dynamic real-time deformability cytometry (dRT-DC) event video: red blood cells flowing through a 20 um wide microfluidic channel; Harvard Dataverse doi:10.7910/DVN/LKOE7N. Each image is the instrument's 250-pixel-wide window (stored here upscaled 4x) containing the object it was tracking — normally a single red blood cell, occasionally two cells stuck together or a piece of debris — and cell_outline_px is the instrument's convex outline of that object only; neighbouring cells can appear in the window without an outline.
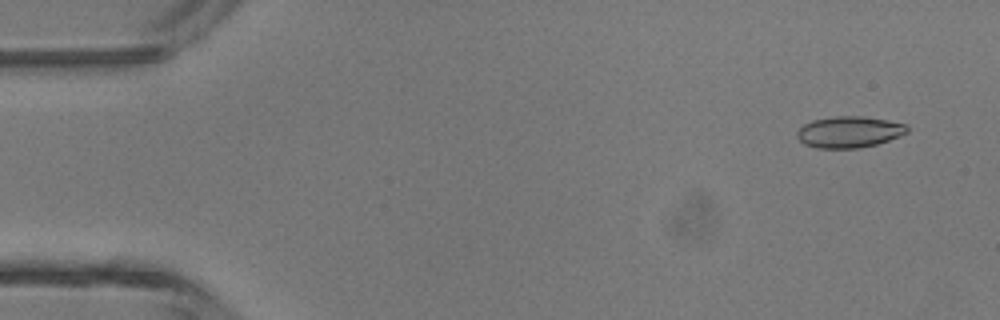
{"species": "common noctule bat (a hibernating species)", "species_latin": "Nyctalus noctula", "temperature_condition": "room temperature", "stored_images_in_passage": 3, "camera_frame_rate_fps": 3000, "um_per_image_px": 0.085, "animal": {"sex": "male", "body_mass_g": 13.3}, "frame": {"image": 1, "passage_image": 1, "time_ms": 0.0, "image_size_px": [1000, 320], "cell_outline_px": [[908, 132], [900, 136], [876, 144], [860, 148], [816, 148], [804, 144], [796, 136], [796, 132], [804, 124], [812, 120], [836, 116], [864, 116], [888, 120], [908, 124]], "centroid_in_image_um": [72.19, 11.21], "position_along_channel_um": 12.8, "area_um2": 20.23}}
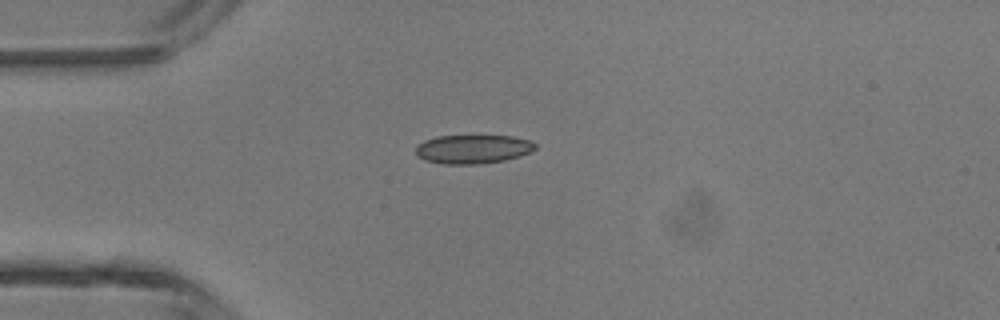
{"frame": {"image": 2, "passage_image": 3, "time_ms": 0.667, "image_size_px": [1000, 320], "cell_outline_px": [[536, 148], [520, 156], [504, 160], [480, 164], [444, 164], [424, 160], [416, 156], [416, 144], [424, 140], [436, 136], [512, 136], [528, 140], [536, 144]], "centroid_in_image_um": [40.14, 12.68], "position_along_channel_um": 44.9, "area_um2": 20.11}}